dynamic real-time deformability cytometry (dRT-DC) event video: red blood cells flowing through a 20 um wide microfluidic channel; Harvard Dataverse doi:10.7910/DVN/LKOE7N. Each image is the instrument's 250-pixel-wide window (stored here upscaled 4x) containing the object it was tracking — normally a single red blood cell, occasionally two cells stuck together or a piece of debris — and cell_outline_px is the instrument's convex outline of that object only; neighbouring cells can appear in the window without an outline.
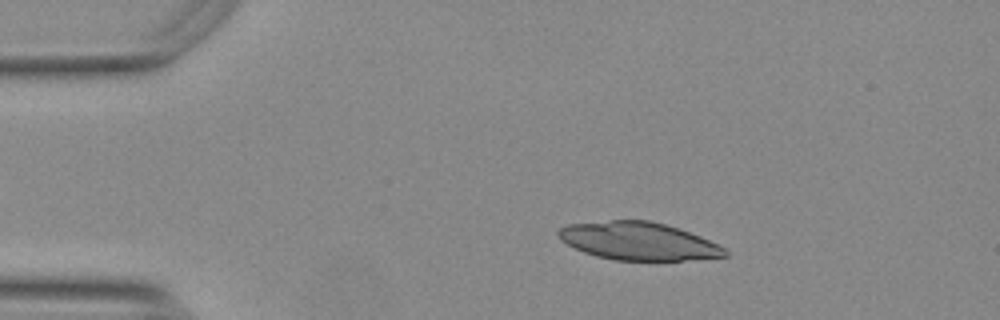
{"species": "Egyptian fruit bat (a non-hibernating species)", "species_latin": "Rousettus aegyptiacus", "temperature_condition": "warm", "stored_images_in_passage": 54, "camera_frame_rate_fps": 3000, "um_per_image_px": 0.085, "animal": {"sex": "female"}, "frame": {"image": 1, "passage_image": 9, "time_ms": 2.667, "image_size_px": [1000, 320], "cell_outline_px": [[728, 256], [684, 260], [616, 260], [596, 256], [584, 252], [560, 240], [556, 232], [560, 228], [568, 224], [612, 220], [648, 220], [680, 228], [700, 236], [724, 248], [728, 252]], "centroid_in_image_um": [54.25, 20.49], "position_along_channel_um": 30.8, "area_um2": 36.53}}